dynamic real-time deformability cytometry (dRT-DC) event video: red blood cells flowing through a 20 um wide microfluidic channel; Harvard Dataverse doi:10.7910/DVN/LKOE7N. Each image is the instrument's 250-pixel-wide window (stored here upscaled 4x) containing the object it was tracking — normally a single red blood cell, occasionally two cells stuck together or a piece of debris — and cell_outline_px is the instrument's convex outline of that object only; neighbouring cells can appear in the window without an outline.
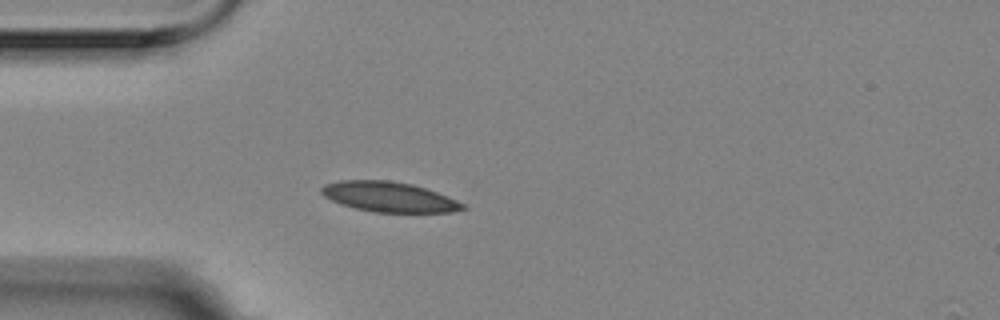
{"species": "Egyptian fruit bat (a non-hibernating species)", "species_latin": "Rousettus aegyptiacus", "temperature_condition": "room temperature", "stored_images_in_passage": 9, "camera_frame_rate_fps": 3000, "um_per_image_px": 0.085, "animal": {"sex": "female"}, "frame": {"image": 1, "passage_image": 1, "time_ms": 0.0, "image_size_px": [1000, 320], "cell_outline_px": [[468, 208], [452, 212], [372, 212], [340, 204], [324, 196], [320, 192], [320, 188], [324, 184], [340, 180], [388, 180], [412, 184], [448, 196], [464, 204]], "centroid_in_image_um": [33.05, 16.73], "position_along_channel_um": 52.0, "area_um2": 24.74}}
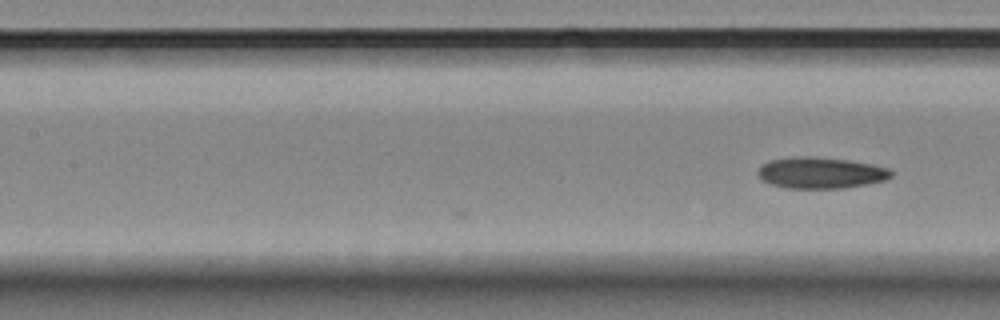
{"frame": {"image": 2, "passage_image": 9, "time_ms": 2.667, "image_size_px": [1000, 320], "cell_outline_px": [[892, 176], [884, 180], [844, 188], [788, 188], [772, 184], [764, 180], [756, 172], [768, 160], [796, 156], [816, 156], [848, 160], [872, 164], [888, 168], [892, 172]], "centroid_in_image_um": [69.76, 14.67], "position_along_channel_um": 137.6, "area_um2": 24.1}}